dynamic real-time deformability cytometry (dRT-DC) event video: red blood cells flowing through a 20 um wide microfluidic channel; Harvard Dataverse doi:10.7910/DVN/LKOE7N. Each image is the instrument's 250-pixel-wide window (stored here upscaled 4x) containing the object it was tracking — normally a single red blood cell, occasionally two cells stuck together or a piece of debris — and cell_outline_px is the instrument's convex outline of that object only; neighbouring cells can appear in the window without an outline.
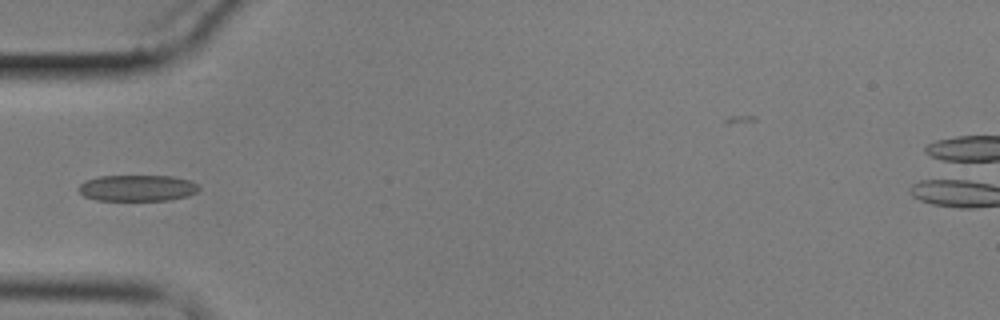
{"species": "common noctule bat (a hibernating species)", "species_latin": "Nyctalus noctula", "temperature_condition": "cold", "stored_images_in_passage": 6, "camera_frame_rate_fps": 3000, "um_per_image_px": 0.085, "animal": {"sex": "male", "body_mass_g": 17.9}, "frame": {"image": 1, "passage_image": 6, "time_ms": 6.0, "image_size_px": [1000, 320], "cell_outline_px": [[200, 188], [196, 192], [188, 196], [168, 200], [96, 200], [84, 196], [76, 188], [84, 180], [100, 176], [172, 176], [188, 180], [196, 184]], "centroid_in_image_um": [11.63, 15.98], "position_along_channel_um": 73.4, "area_um2": 18.38}}